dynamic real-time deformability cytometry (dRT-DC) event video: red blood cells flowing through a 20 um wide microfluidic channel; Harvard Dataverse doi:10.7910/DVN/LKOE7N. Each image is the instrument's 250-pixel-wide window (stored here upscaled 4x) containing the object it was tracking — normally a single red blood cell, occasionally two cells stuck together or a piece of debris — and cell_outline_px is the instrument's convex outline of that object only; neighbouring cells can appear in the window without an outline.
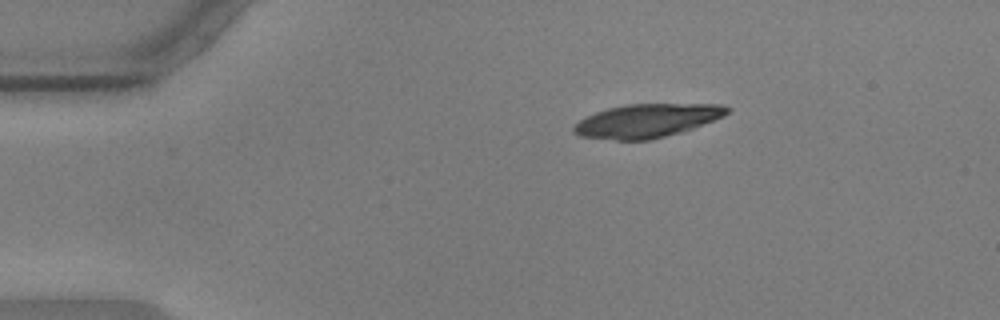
{"species": "common noctule bat (a hibernating species)", "species_latin": "Nyctalus noctula", "temperature_condition": "warm", "stored_images_in_passage": 2, "camera_frame_rate_fps": 3000, "um_per_image_px": 0.085, "animal": {"sex": "male", "body_mass_g": 17.9, "forearm_length_mm": 54.2}, "frame": {"image": 1, "passage_image": 1, "time_ms": 0.0, "image_size_px": [1000, 320], "cell_outline_px": [[732, 108], [724, 116], [692, 128], [680, 132], [648, 140], [616, 140], [580, 136], [572, 132], [572, 128], [580, 120], [596, 112], [608, 108], [624, 104], [724, 104]], "centroid_in_image_um": [55.0, 10.25], "position_along_channel_um": 30.0, "area_um2": 29.77}}